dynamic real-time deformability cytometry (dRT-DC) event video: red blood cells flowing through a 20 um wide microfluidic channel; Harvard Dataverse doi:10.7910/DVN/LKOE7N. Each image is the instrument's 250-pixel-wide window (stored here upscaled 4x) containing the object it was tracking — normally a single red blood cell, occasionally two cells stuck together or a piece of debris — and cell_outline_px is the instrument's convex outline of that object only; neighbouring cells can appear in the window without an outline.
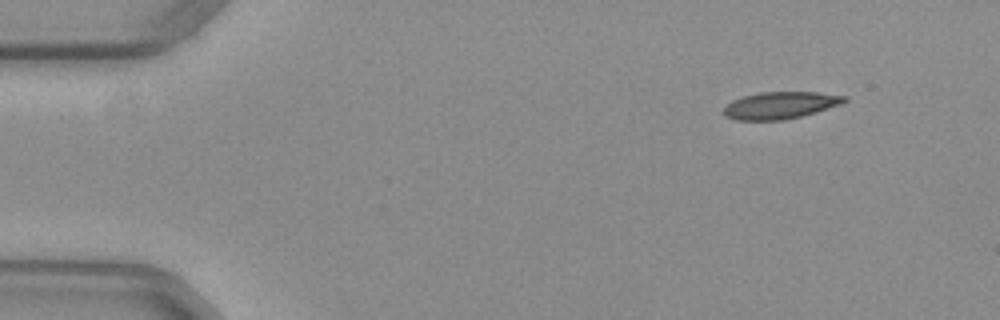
{"species": "common noctule bat (a hibernating species)", "species_latin": "Nyctalus noctula", "temperature_condition": "warm", "stored_images_in_passage": 8, "camera_frame_rate_fps": 3000, "um_per_image_px": 0.085, "animal": {"sex": "female", "body_mass_g": 29.2, "forearm_length_mm": 56.3}, "frame": {"image": 1, "passage_image": 1, "time_ms": 0.0, "image_size_px": [1000, 320], "cell_outline_px": [[848, 100], [840, 104], [816, 112], [784, 120], [736, 120], [724, 116], [724, 108], [732, 100], [744, 96], [760, 92], [816, 92], [848, 96]], "centroid_in_image_um": [66.33, 8.95], "position_along_channel_um": 18.7, "area_um2": 18.96}}